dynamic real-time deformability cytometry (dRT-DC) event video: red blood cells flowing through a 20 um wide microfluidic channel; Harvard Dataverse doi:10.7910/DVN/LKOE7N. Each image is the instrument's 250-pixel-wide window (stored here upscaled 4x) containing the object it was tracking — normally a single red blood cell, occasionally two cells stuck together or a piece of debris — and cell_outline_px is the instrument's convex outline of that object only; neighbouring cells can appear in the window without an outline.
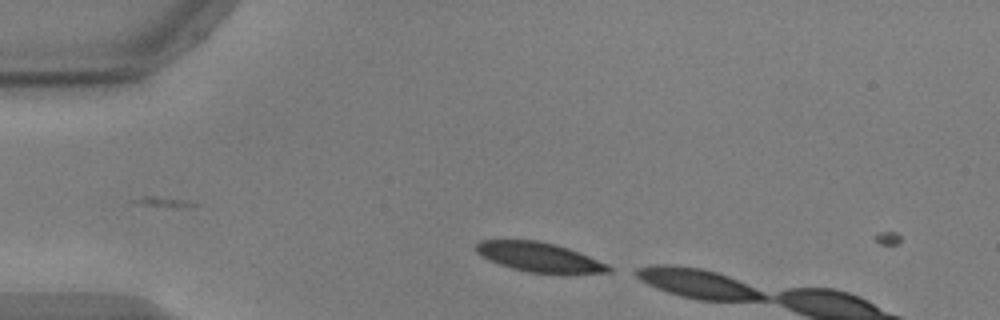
{"species": "common noctule bat (a hibernating species)", "species_latin": "Nyctalus noctula", "temperature_condition": "warm", "stored_images_in_passage": 5, "camera_frame_rate_fps": 3000, "um_per_image_px": 0.085, "animal": {"sex": "male", "body_mass_g": 17.9, "forearm_length_mm": 54.2}, "frame": {"image": 1, "passage_image": 3, "time_ms": 0.667, "image_size_px": [1000, 320], "cell_outline_px": [[612, 272], [564, 276], [528, 272], [512, 268], [488, 260], [480, 256], [476, 252], [476, 244], [480, 240], [536, 240], [568, 248], [608, 264], [612, 268]], "centroid_in_image_um": [45.89, 21.91], "position_along_channel_um": 39.1, "area_um2": 23.35}}